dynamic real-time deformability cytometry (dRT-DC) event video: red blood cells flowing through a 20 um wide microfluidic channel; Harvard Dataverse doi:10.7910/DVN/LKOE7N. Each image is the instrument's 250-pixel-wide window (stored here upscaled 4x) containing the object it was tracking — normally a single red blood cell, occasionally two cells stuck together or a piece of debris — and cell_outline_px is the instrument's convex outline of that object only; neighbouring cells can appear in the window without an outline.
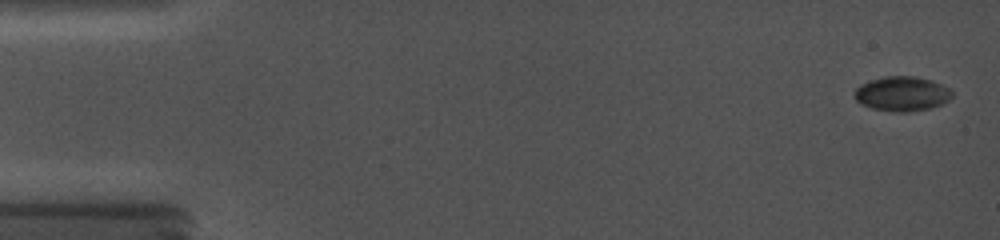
{"species": "common noctule bat (a hibernating species)", "species_latin": "Nyctalus noctula", "temperature_condition": "cold", "stored_images_in_passage": 37, "camera_frame_rate_fps": 5000, "um_per_image_px": 0.085, "animal": {"sex": "female", "body_mass_g": 19.0, "forearm_length_mm": 56.7}, "frame": {"image": 1, "passage_image": 1, "time_ms": 0.0, "image_size_px": [1000, 240], "cell_outline_px": [[952, 96], [948, 100], [940, 104], [928, 108], [908, 112], [896, 112], [872, 108], [860, 104], [856, 100], [856, 88], [860, 84], [884, 76], [912, 76], [932, 80], [948, 88], [952, 92]], "centroid_in_image_um": [76.66, 7.97], "position_along_channel_um": 8.3, "area_um2": 19.42}}
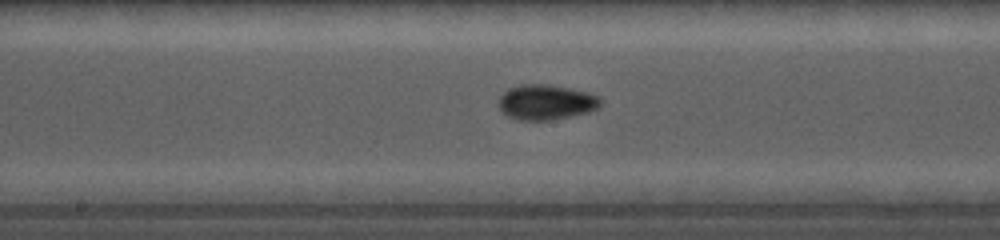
{"frame": {"image": 2, "passage_image": 22, "time_ms": 8.8, "image_size_px": [1000, 240], "cell_outline_px": [[600, 104], [596, 108], [588, 112], [548, 120], [520, 120], [508, 116], [500, 108], [500, 96], [508, 88], [520, 84], [548, 84], [588, 92], [596, 96], [600, 100]], "centroid_in_image_um": [46.38, 8.67], "position_along_channel_um": 201.8, "area_um2": 20.46}}
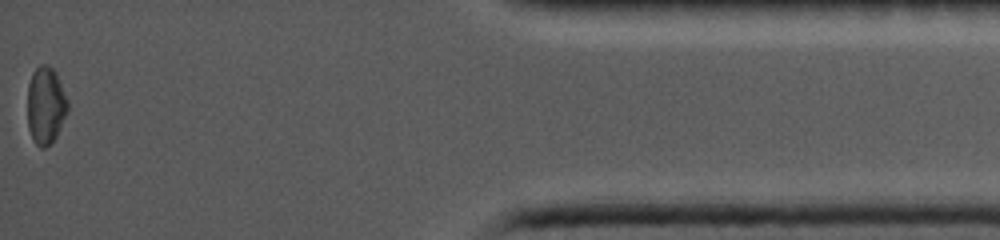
{"frame": {"image": 3, "passage_image": 37, "time_ms": 16.2, "image_size_px": [1000, 240], "cell_outline_px": [[68, 112], [56, 136], [44, 148], [40, 148], [32, 140], [28, 128], [28, 84], [32, 72], [40, 64], [44, 64], [52, 68], [56, 72], [68, 100]], "centroid_in_image_um": [3.88, 8.95], "position_along_channel_um": 431.3, "area_um2": 18.21}}